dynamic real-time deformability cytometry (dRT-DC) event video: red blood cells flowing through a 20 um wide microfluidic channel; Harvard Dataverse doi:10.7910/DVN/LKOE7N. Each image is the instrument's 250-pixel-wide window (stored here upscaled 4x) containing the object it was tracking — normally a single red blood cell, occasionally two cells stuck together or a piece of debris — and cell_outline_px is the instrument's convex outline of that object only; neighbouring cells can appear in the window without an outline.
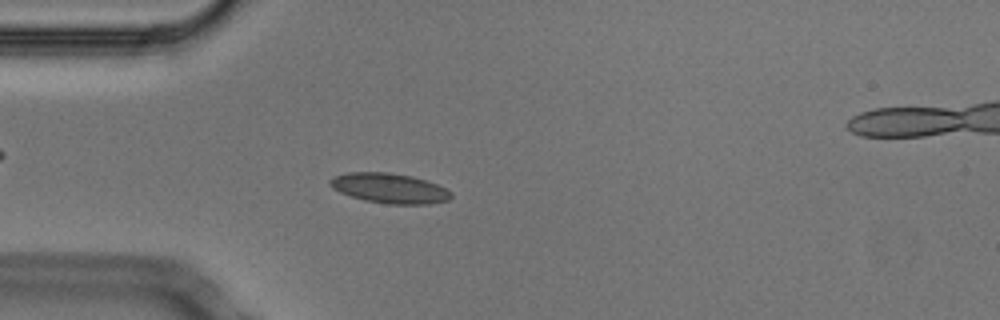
{"species": "Egyptian fruit bat (a non-hibernating species)", "species_latin": "Rousettus aegyptiacus", "temperature_condition": "cold", "stored_images_in_passage": 54, "camera_frame_rate_fps": 3000, "um_per_image_px": 0.085, "animal": {"sex": "male"}, "frame": {"image": 1, "passage_image": 14, "time_ms": 4.333, "image_size_px": [1000, 320], "cell_outline_px": [[452, 196], [448, 200], [428, 204], [388, 204], [364, 200], [340, 192], [332, 188], [328, 180], [336, 176], [348, 172], [388, 172], [412, 176], [436, 184], [452, 192]], "centroid_in_image_um": [33.1, 16.0], "position_along_channel_um": 51.9, "area_um2": 20.98}}
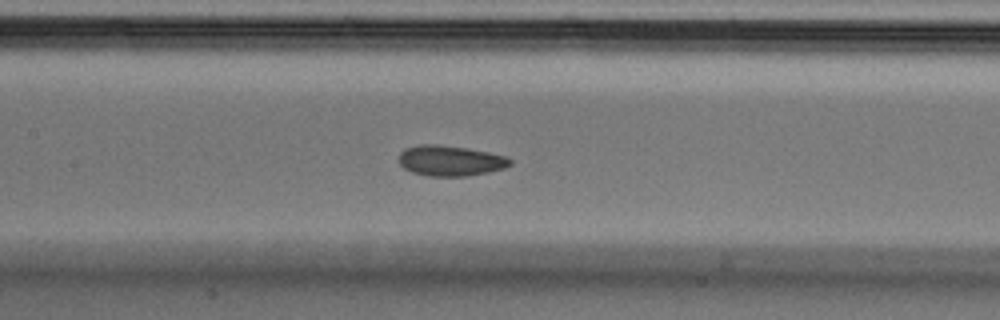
{"frame": {"image": 2, "passage_image": 24, "time_ms": 7.667, "image_size_px": [1000, 320], "cell_outline_px": [[512, 164], [504, 168], [488, 172], [464, 176], [428, 176], [412, 172], [404, 168], [400, 164], [400, 152], [404, 148], [420, 144], [440, 144], [468, 148], [508, 156], [512, 160]], "centroid_in_image_um": [38.29, 13.65], "position_along_channel_um": 169.1, "area_um2": 19.88}}
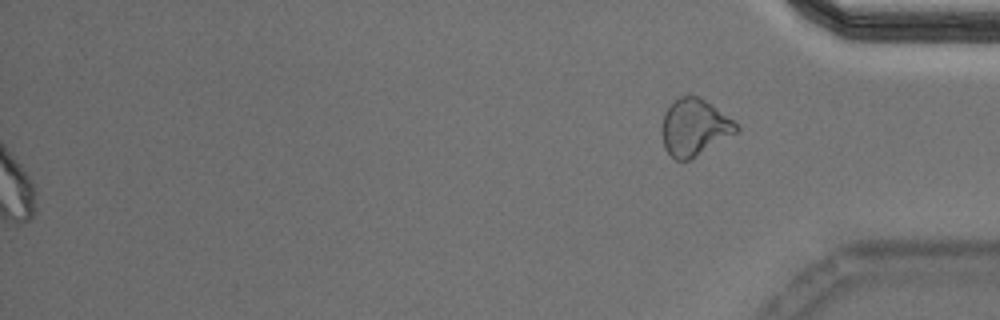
{"frame": {"image": 3, "passage_image": 54, "time_ms": 17.667, "image_size_px": [1000, 320], "cell_outline_px": [[740, 128], [736, 132], [688, 160], [676, 160], [664, 148], [660, 128], [664, 112], [680, 96], [700, 96], [712, 104], [732, 120]], "centroid_in_image_um": [58.97, 10.81], "position_along_channel_um": 376.2, "area_um2": 24.22}, "authors_computed_cell_mechanics": {"area_um2": 19.7098, "velocity_mm_per_s": 3.7334, "shape_relaxation_time_tau1_ms": 4.7055, "shape_relaxation_time_tau2_ms": 5.6893, "deformation_change_tau1": 0.0817, "deformation_change_tau2": 0.0844}}